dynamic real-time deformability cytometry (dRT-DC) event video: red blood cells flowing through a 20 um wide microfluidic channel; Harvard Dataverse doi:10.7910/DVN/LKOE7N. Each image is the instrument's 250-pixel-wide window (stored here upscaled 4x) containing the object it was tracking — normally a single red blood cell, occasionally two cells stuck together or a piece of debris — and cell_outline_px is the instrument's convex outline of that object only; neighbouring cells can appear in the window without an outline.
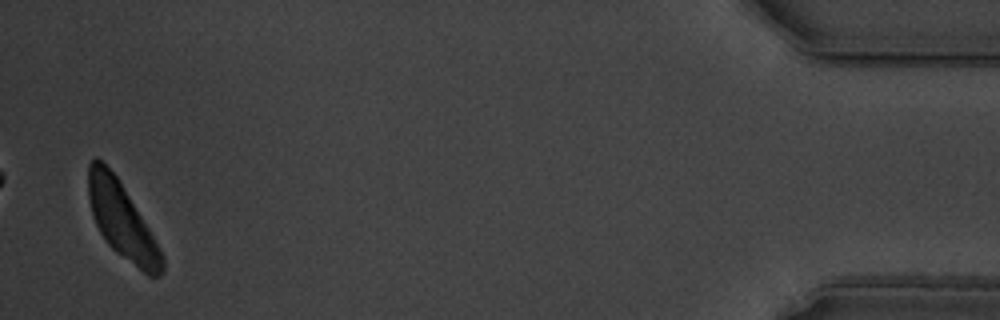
{"species": "common noctule bat (a hibernating species)", "species_latin": "Nyctalus noctula", "temperature_condition": "warm", "stored_images_in_passage": 50, "camera_frame_rate_fps": 3000, "um_per_image_px": 0.085, "animal": {"sex": "male", "body_mass_g": 19.5, "forearm_length_mm": 54.6}, "frame": {"image": 1, "passage_image": 49, "time_ms": 16.0, "image_size_px": [1000, 320], "cell_outline_px": [[164, 268], [160, 276], [148, 276], [116, 252], [108, 244], [100, 232], [92, 216], [88, 196], [88, 164], [96, 156], [116, 176], [148, 228], [160, 248], [164, 256]], "centroid_in_image_um": [10.35, 18.78], "position_along_channel_um": 424.8, "area_um2": 31.96}}